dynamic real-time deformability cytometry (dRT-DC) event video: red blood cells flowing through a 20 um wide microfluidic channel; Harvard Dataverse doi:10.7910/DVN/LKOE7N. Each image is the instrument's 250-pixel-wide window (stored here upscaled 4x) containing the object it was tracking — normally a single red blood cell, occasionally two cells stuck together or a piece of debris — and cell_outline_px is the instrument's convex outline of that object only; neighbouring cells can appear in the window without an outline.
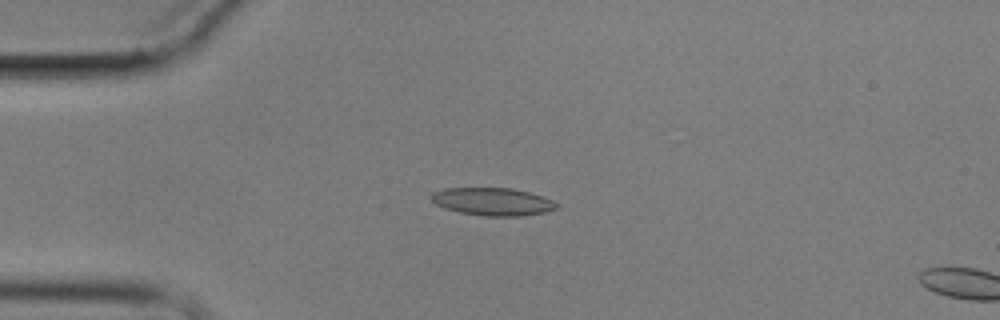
{"species": "common noctule bat (a hibernating species)", "species_latin": "Nyctalus noctula", "temperature_condition": "cold", "stored_images_in_passage": 5, "camera_frame_rate_fps": 3000, "um_per_image_px": 0.085, "animal": {"sex": "male", "body_mass_g": 17.9}, "frame": {"image": 1, "passage_image": 4, "time_ms": 4.333, "image_size_px": [1000, 320], "cell_outline_px": [[560, 204], [556, 208], [544, 212], [524, 216], [484, 216], [460, 212], [444, 208], [436, 204], [432, 200], [432, 192], [444, 188], [512, 188], [544, 196]], "centroid_in_image_um": [41.9, 17.13], "position_along_channel_um": 43.1, "area_um2": 20.29}}